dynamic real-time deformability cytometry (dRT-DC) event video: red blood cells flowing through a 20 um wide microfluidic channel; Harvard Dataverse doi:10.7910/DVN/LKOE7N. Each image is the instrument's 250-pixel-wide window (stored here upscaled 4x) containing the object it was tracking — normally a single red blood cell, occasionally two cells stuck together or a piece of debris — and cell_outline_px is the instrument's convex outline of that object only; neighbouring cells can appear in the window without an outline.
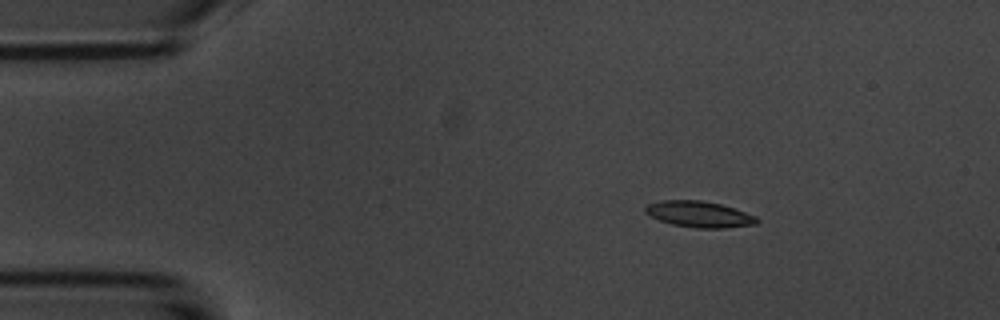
{"species": "common noctule bat (a hibernating species)", "species_latin": "Nyctalus noctula", "temperature_condition": "room temperature", "stored_images_in_passage": 4, "camera_frame_rate_fps": 3000, "um_per_image_px": 0.085, "animal": {"sex": "male", "body_mass_g": 20.1, "forearm_length_mm": 53.5}, "frame": {"image": 1, "passage_image": 2, "time_ms": 2.0, "image_size_px": [1000, 320], "cell_outline_px": [[760, 220], [756, 224], [724, 228], [696, 228], [672, 224], [660, 220], [644, 212], [644, 208], [648, 204], [660, 200], [700, 200], [720, 204], [756, 216]], "centroid_in_image_um": [59.42, 18.21], "position_along_channel_um": 25.6, "area_um2": 16.82}}